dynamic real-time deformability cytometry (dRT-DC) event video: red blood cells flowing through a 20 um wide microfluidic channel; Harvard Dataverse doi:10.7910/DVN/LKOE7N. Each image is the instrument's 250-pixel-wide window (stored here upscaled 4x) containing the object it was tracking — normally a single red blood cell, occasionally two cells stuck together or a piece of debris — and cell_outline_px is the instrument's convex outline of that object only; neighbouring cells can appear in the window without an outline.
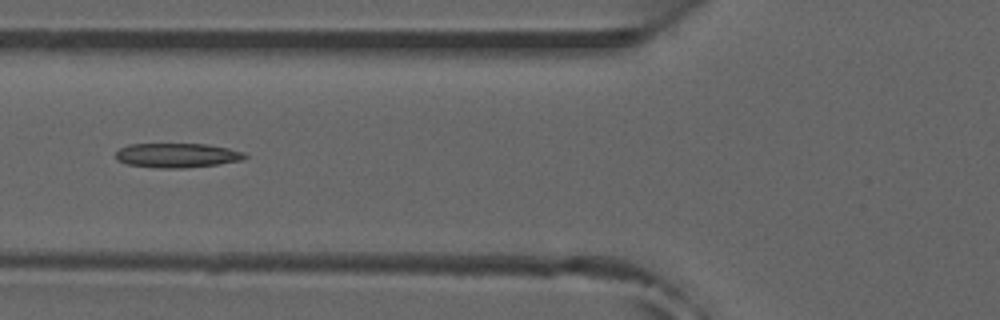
{"species": "common noctule bat (a hibernating species)", "species_latin": "Nyctalus noctula", "temperature_condition": "room temperature", "stored_images_in_passage": 6, "camera_frame_rate_fps": 3000, "um_per_image_px": 0.085, "animal": {"sex": "male", "forearm_length_mm": 52.5}, "frame": {"image": 1, "passage_image": 6, "time_ms": 1.667, "image_size_px": [1000, 320], "cell_outline_px": [[248, 156], [240, 160], [216, 164], [184, 168], [156, 168], [128, 164], [116, 160], [116, 152], [120, 148], [128, 144], [208, 144], [228, 148], [244, 152]], "centroid_in_image_um": [15.02, 13.2], "position_along_channel_um": 110.8, "area_um2": 18.32}}